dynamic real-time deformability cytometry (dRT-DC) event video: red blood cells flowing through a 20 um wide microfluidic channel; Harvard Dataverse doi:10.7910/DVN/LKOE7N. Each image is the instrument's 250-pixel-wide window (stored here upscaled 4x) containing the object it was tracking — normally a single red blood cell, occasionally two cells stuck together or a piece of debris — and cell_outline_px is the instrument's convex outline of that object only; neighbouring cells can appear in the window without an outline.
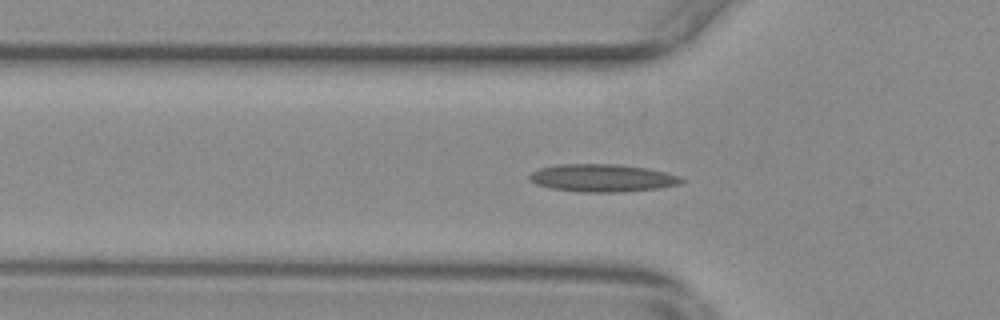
{"species": "common noctule bat (a hibernating species)", "species_latin": "Nyctalus noctula", "temperature_condition": "warm", "stored_images_in_passage": 49, "camera_frame_rate_fps": 3000, "um_per_image_px": 0.085, "animal": {"sex": "female", "body_mass_g": 29.2, "forearm_length_mm": 56.3}, "frame": {"image": 1, "passage_image": 10, "time_ms": 3.0, "image_size_px": [1000, 320], "cell_outline_px": [[684, 180], [680, 184], [660, 188], [620, 192], [580, 192], [552, 188], [536, 184], [528, 180], [528, 176], [532, 172], [540, 168], [560, 164], [616, 164], [644, 168], [664, 172], [680, 176]], "centroid_in_image_um": [51.18, 15.13], "position_along_channel_um": 74.6, "area_um2": 24.39}}
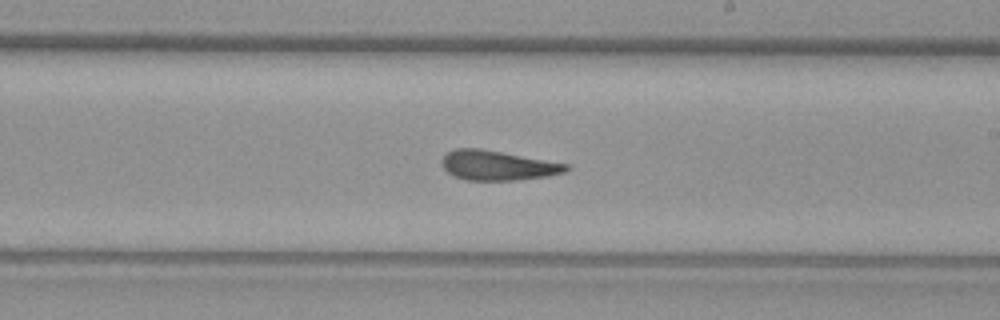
{"frame": {"image": 2, "passage_image": 24, "time_ms": 7.667, "image_size_px": [1000, 320], "cell_outline_px": [[572, 168], [564, 172], [548, 176], [520, 180], [464, 180], [452, 176], [444, 168], [444, 156], [448, 152], [456, 148], [480, 148], [568, 164]], "centroid_in_image_um": [42.33, 14.07], "position_along_channel_um": 246.7, "area_um2": 21.39}}
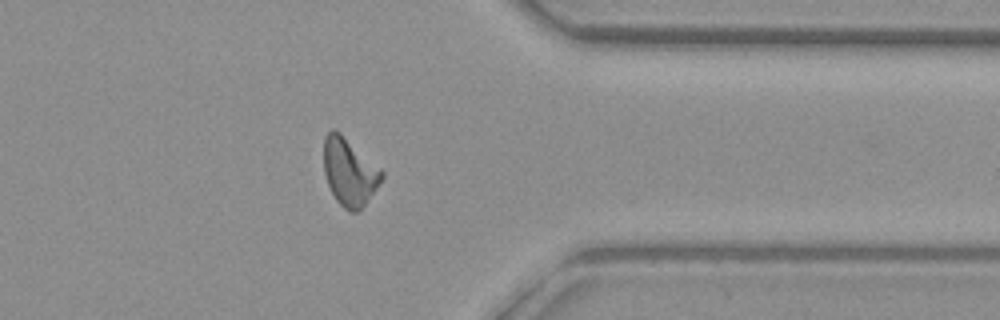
{"frame": {"image": 3, "passage_image": 36, "time_ms": 11.667, "image_size_px": [1000, 320], "cell_outline_px": [[384, 176], [364, 204], [356, 212], [348, 212], [336, 200], [328, 184], [324, 172], [324, 136], [332, 128], [336, 128], [380, 168], [384, 172]], "centroid_in_image_um": [29.67, 14.58], "position_along_channel_um": 381.7, "area_um2": 22.54}, "authors_computed_cell_mechanics": {"area_um2": 21.964, "velocity_mm_per_s": 3.686, "shape_relaxation_time_tau1_ms": null, "shape_relaxation_time_tau2_ms": 2.6504, "deformation_change_tau1": null, "deformation_change_tau2": 0.1223}}